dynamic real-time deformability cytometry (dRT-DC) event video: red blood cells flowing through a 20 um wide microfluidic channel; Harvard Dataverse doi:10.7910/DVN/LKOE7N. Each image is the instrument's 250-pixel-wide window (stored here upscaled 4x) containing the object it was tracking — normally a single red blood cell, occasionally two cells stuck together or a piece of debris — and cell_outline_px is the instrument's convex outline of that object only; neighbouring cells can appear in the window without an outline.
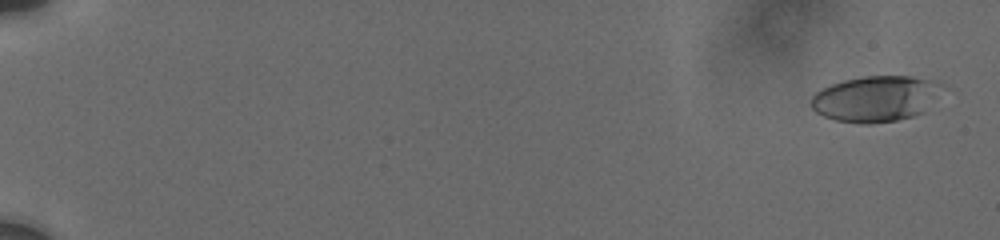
{"species": "human", "species_latin": "Homo sapiens", "temperature_condition": "cold", "stored_images_in_passage": 95, "camera_frame_rate_fps": 3000, "um_per_image_px": 0.085, "donor": {"sex": "male"}, "frame": {"image": 1, "passage_image": 4, "time_ms": 0.667, "image_size_px": [1000, 240], "cell_outline_px": [[928, 80], [924, 112], [912, 116], [896, 120], [868, 124], [860, 124], [836, 120], [824, 116], [816, 112], [812, 108], [812, 96], [816, 92], [832, 84], [844, 80], [864, 76], [912, 76]], "centroid_in_image_um": [74.13, 8.43], "position_along_channel_um": 10.9, "area_um2": 32.66}}
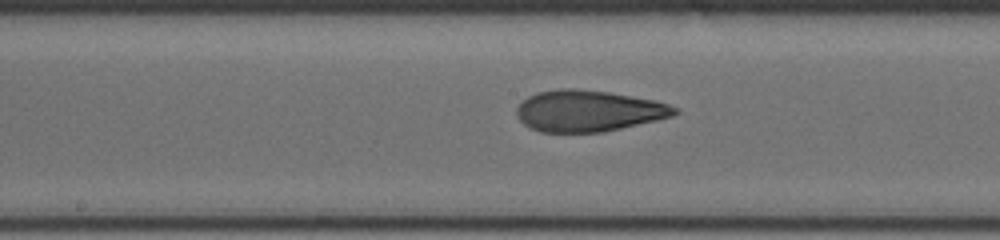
{"frame": {"image": 2, "passage_image": 56, "time_ms": 11.0, "image_size_px": [1000, 240], "cell_outline_px": [[680, 112], [672, 116], [656, 120], [604, 132], [540, 132], [528, 128], [516, 116], [516, 108], [528, 96], [536, 92], [560, 88], [576, 88], [608, 92], [656, 100], [668, 104], [676, 108]], "centroid_in_image_um": [49.99, 9.42], "position_along_channel_um": 198.2, "area_um2": 38.15}}
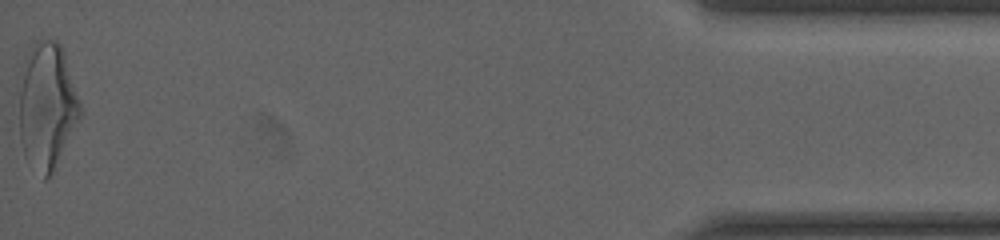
{"frame": {"image": 3, "passage_image": 95, "time_ms": 19.333, "image_size_px": [1000, 240], "cell_outline_px": [[80, 120], [52, 172], [44, 180], [24, 156], [20, 140], [20, 92], [24, 60], [36, 40], [56, 40], [60, 44], [64, 52], [80, 100]], "centroid_in_image_um": [4.0, 9.0], "position_along_channel_um": 431.2, "area_um2": 44.56}, "authors_computed_cell_mechanics": {"area_um2": 37.3966, "velocity_mm_per_s": 3.7588, "shape_relaxation_time_tau1_ms": 5.6896, "shape_relaxation_time_tau2_ms": 1.2662, "deformation_change_tau1": 0.2136, "deformation_change_tau2": 0.0858}}